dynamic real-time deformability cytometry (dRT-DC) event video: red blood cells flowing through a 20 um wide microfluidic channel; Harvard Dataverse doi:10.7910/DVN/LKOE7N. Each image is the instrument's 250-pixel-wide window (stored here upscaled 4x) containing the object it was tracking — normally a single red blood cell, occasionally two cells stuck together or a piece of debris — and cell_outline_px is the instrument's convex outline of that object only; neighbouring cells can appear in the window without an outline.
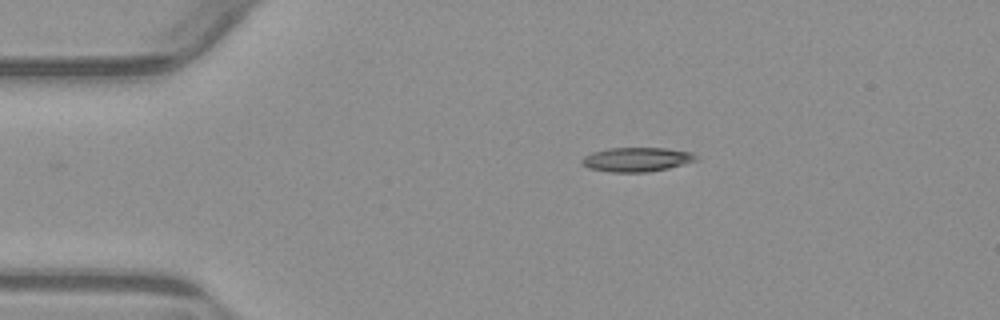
{"species": "common noctule bat (a hibernating species)", "species_latin": "Nyctalus noctula", "temperature_condition": "warm", "stored_images_in_passage": 41, "camera_frame_rate_fps": 3000, "um_per_image_px": 0.085, "animal": {"sex": "male", "body_mass_g": 23.1, "forearm_length_mm": 52.7}, "frame": {"image": 1, "passage_image": 1, "time_ms": 0.0, "image_size_px": [1000, 320], "cell_outline_px": [[700, 160], [668, 168], [648, 172], [612, 172], [588, 168], [580, 160], [584, 156], [592, 152], [608, 148], [664, 148], [692, 152], [700, 156]], "centroid_in_image_um": [54.17, 13.55], "position_along_channel_um": 30.8, "area_um2": 16.24}}
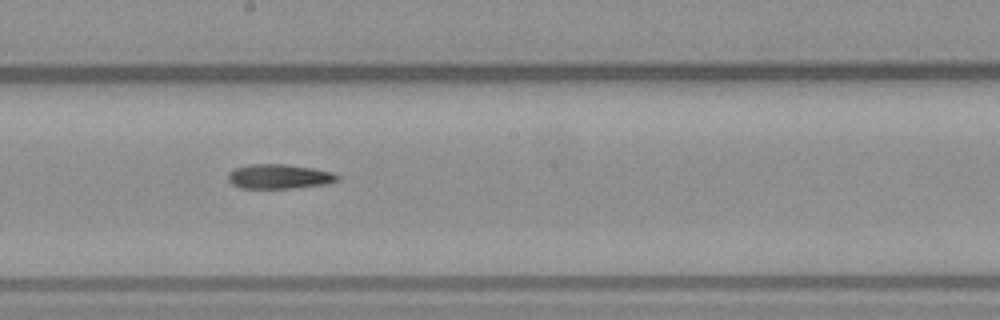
{"frame": {"image": 2, "passage_image": 20, "time_ms": 6.333, "image_size_px": [1000, 320], "cell_outline_px": [[340, 180], [328, 184], [292, 188], [240, 188], [232, 184], [228, 180], [228, 172], [236, 168], [248, 164], [288, 164], [312, 168], [332, 172], [340, 176]], "centroid_in_image_um": [23.75, 15.0], "position_along_channel_um": 224.5, "area_um2": 15.78}}
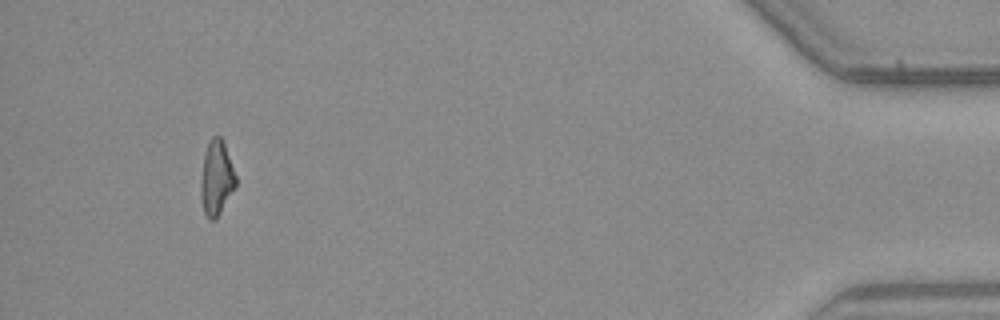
{"frame": {"image": 3, "passage_image": 41, "time_ms": 13.333, "image_size_px": [1000, 320], "cell_outline_px": [[236, 188], [216, 220], [208, 220], [204, 212], [200, 196], [200, 180], [204, 152], [208, 140], [212, 136], [220, 136], [224, 140], [236, 176]], "centroid_in_image_um": [18.39, 15.13], "position_along_channel_um": 416.8, "area_um2": 15.78}, "authors_computed_cell_mechanics": {"area_um2": 15.8372, "velocity_mm_per_s": 3.8382, "shape_relaxation_time_tau1_ms": null, "shape_relaxation_time_tau2_ms": 3.8544, "deformation_change_tau1": null, "deformation_change_tau2": 0.159}}